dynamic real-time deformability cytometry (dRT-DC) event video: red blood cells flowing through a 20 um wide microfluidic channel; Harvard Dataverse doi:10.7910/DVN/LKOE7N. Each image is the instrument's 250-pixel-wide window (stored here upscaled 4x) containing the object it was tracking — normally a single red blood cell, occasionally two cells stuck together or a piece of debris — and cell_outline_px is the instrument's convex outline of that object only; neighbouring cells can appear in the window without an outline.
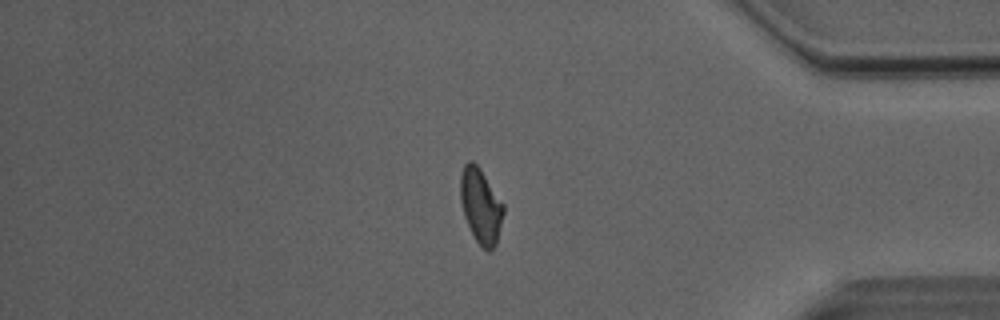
{"species": "Egyptian fruit bat (a non-hibernating species)", "species_latin": "Rousettus aegyptiacus", "temperature_condition": "room temperature", "stored_images_in_passage": 41, "camera_frame_rate_fps": 3000, "um_per_image_px": 0.085, "animal": {"sex": "male"}, "frame": {"image": 1, "passage_image": 32, "time_ms": 10.333, "image_size_px": [1000, 320], "cell_outline_px": [[504, 212], [496, 244], [492, 252], [488, 252], [476, 240], [464, 216], [460, 200], [460, 172], [464, 164], [468, 160], [472, 160], [480, 168], [504, 204]], "centroid_in_image_um": [40.86, 17.47], "position_along_channel_um": 394.3, "area_um2": 18.84}}
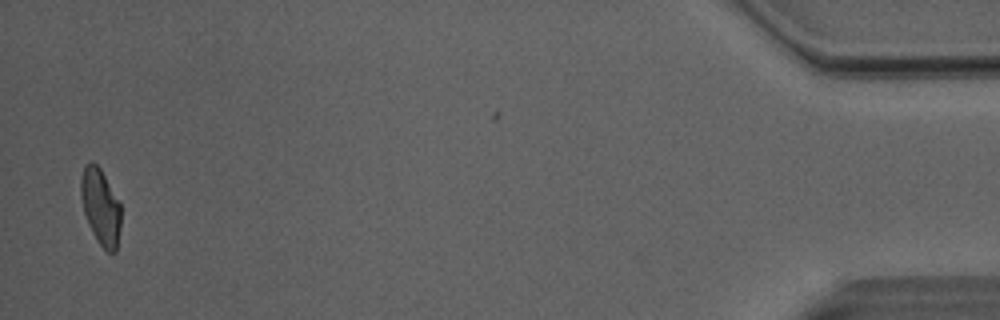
{"frame": {"image": 2, "passage_image": 39, "time_ms": 12.667, "image_size_px": [1000, 320], "cell_outline_px": [[120, 228], [116, 252], [108, 252], [96, 240], [88, 224], [84, 212], [80, 196], [80, 180], [84, 164], [88, 160], [92, 160], [100, 168], [120, 204]], "centroid_in_image_um": [8.52, 17.55], "position_along_channel_um": 426.7, "area_um2": 17.8}, "authors_computed_cell_mechanics": {"area_um2": 18.7272, "velocity_mm_per_s": 4.0826, "shape_relaxation_time_tau1_ms": 5.5937, "shape_relaxation_time_tau2_ms": 1.5068, "deformation_change_tau1": 0.1837, "deformation_change_tau2": 0.0897}}